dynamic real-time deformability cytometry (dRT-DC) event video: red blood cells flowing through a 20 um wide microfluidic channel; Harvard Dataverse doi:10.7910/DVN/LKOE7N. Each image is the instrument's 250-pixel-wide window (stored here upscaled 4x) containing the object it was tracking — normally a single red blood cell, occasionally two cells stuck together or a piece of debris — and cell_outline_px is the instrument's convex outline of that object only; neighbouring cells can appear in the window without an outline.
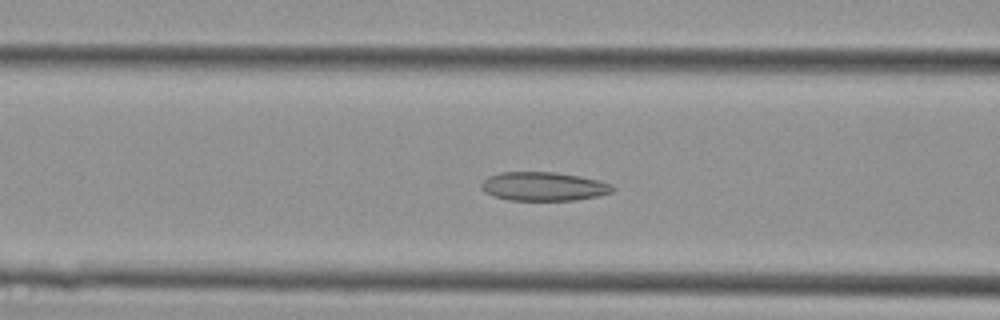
{"species": "Egyptian fruit bat (a non-hibernating species)", "species_latin": "Rousettus aegyptiacus", "temperature_condition": "cold", "stored_images_in_passage": 38, "camera_frame_rate_fps": 3000, "um_per_image_px": 0.085, "animal": {"sex": "female"}, "frame": {"image": 1, "passage_image": 12, "time_ms": 3.667, "image_size_px": [1000, 320], "cell_outline_px": [[616, 188], [612, 192], [596, 196], [576, 200], [508, 200], [492, 196], [484, 192], [480, 188], [480, 184], [488, 176], [500, 172], [556, 172], [580, 176], [600, 180], [612, 184]], "centroid_in_image_um": [46.19, 15.84], "position_along_channel_um": 120.4, "area_um2": 22.25}}
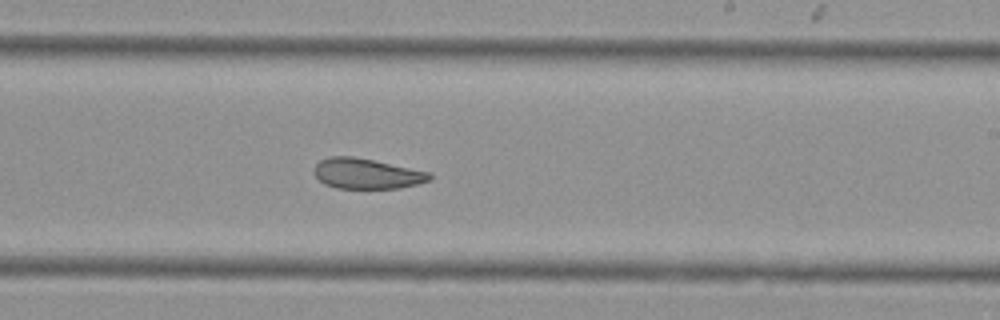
{"frame": {"image": 2, "passage_image": 21, "time_ms": 6.667, "image_size_px": [1000, 320], "cell_outline_px": [[432, 180], [400, 188], [336, 188], [324, 184], [316, 176], [316, 164], [320, 160], [328, 156], [352, 156], [432, 172]], "centroid_in_image_um": [31.21, 14.76], "position_along_channel_um": 257.8, "area_um2": 20.35}}
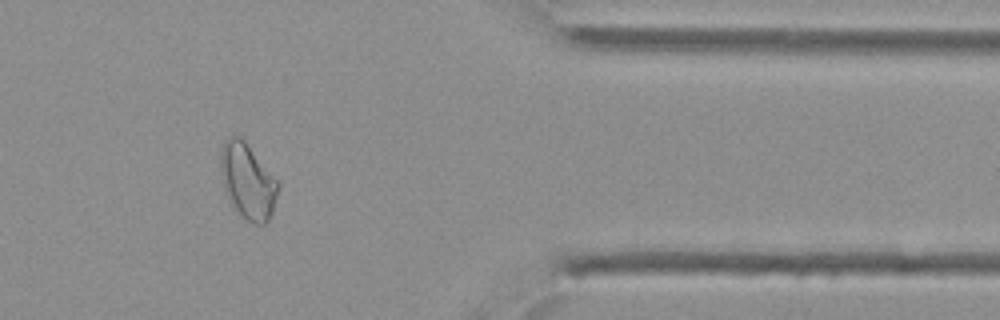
{"frame": {"image": 3, "passage_image": 31, "time_ms": 10.0, "image_size_px": [1000, 320], "cell_outline_px": [[280, 188], [272, 212], [268, 220], [264, 224], [252, 224], [236, 216], [228, 196], [220, 172], [220, 148], [224, 140], [228, 136], [240, 136], [244, 140], [280, 184]], "centroid_in_image_um": [21.03, 15.43], "position_along_channel_um": 390.4, "area_um2": 25.55}}